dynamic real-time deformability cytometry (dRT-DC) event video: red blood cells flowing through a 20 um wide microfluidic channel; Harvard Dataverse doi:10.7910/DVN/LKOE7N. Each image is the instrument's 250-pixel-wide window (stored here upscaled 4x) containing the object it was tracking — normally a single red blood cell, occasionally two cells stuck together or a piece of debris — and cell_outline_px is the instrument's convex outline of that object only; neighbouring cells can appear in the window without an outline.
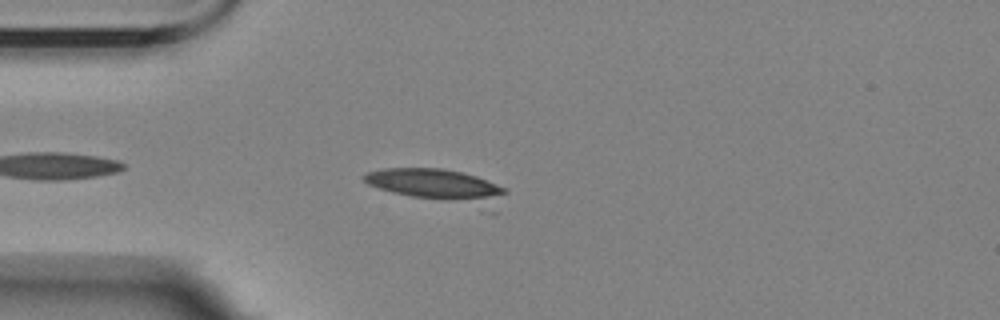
{"species": "Egyptian fruit bat (a non-hibernating species)", "species_latin": "Rousettus aegyptiacus", "temperature_condition": "room temperature", "stored_images_in_passage": 3, "camera_frame_rate_fps": 3000, "um_per_image_px": 0.085, "animal": {"sex": "female"}, "frame": {"image": 1, "passage_image": 1, "time_ms": 0.0, "image_size_px": [1000, 320], "cell_outline_px": [[508, 192], [496, 212], [480, 212], [392, 192], [368, 184], [360, 176], [368, 172], [384, 168], [440, 168], [460, 172], [476, 176], [488, 180], [508, 188]], "centroid_in_image_um": [37.46, 15.9], "position_along_channel_um": 47.5, "area_um2": 29.07}}
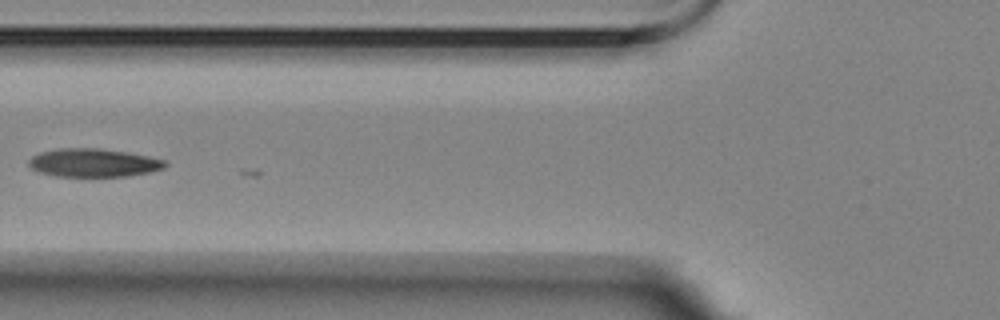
{"frame": {"image": 2, "passage_image": 3, "time_ms": 2.333, "image_size_px": [1000, 320], "cell_outline_px": [[168, 164], [164, 168], [148, 172], [128, 176], [56, 176], [40, 172], [32, 168], [28, 164], [28, 160], [32, 156], [40, 152], [60, 148], [100, 148], [148, 156], [164, 160]], "centroid_in_image_um": [7.93, 13.83], "position_along_channel_um": 117.9, "area_um2": 22.31}}